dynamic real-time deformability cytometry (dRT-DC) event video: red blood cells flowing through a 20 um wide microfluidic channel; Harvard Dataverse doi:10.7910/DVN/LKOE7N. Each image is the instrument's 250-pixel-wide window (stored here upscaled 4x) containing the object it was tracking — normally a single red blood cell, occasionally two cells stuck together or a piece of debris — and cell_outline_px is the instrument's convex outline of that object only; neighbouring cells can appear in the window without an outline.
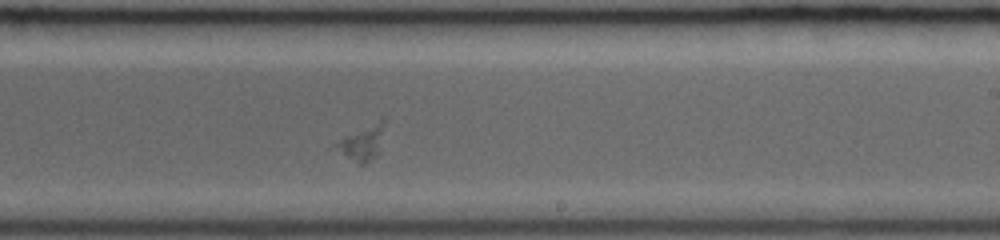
{"species": "common noctule bat (a hibernating species)", "species_latin": "Nyctalus noctula", "temperature_condition": "room temperature", "stored_images_in_passage": 26, "camera_frame_rate_fps": 3000, "um_per_image_px": 0.085, "animal": {"sex": "female", "body_mass_g": 19.0, "forearm_length_mm": 53.3}, "frame": {"image": 1, "passage_image": 15, "time_ms": 4.667, "image_size_px": [1000, 240], "cell_outline_px": [[384, 124], [376, 156], [364, 164], [360, 164], [328, 148], [344, 136], [380, 116], [384, 116]], "centroid_in_image_um": [30.71, 12.08], "position_along_channel_um": 258.3, "area_um2": 10.23}}
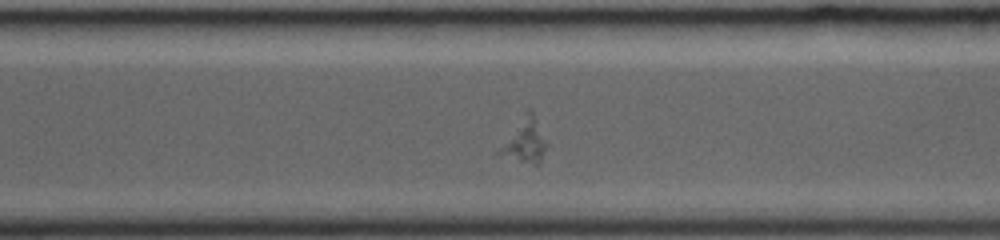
{"frame": {"image": 2, "passage_image": 19, "time_ms": 6.0, "image_size_px": [1000, 240], "cell_outline_px": [[548, 144], [540, 160], [536, 164], [520, 160], [496, 152], [528, 108], [532, 112]], "centroid_in_image_um": [44.64, 11.95], "position_along_channel_um": 326.0, "area_um2": 11.21}}
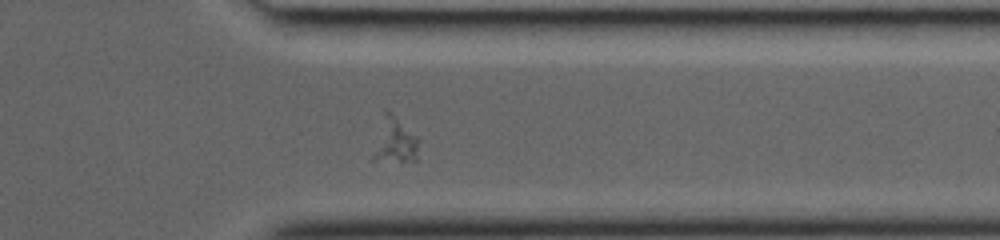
{"frame": {"image": 3, "passage_image": 22, "time_ms": 7.0, "image_size_px": [1000, 240], "cell_outline_px": [[420, 140], [416, 160], [372, 160], [372, 156], [384, 112], [388, 108]], "centroid_in_image_um": [33.58, 11.93], "position_along_channel_um": 377.8, "area_um2": 11.73}}